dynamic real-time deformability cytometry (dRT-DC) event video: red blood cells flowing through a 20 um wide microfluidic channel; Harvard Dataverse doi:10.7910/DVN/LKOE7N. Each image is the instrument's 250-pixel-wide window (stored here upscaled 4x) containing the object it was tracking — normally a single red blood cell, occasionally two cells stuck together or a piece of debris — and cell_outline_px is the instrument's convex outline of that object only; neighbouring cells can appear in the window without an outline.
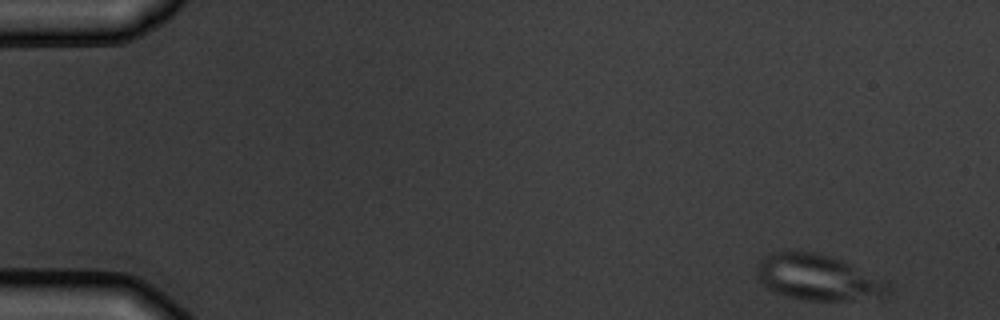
{"species": "common noctule bat (a hibernating species)", "species_latin": "Nyctalus noctula", "temperature_condition": "warm", "stored_images_in_passage": 5, "camera_frame_rate_fps": 3000, "um_per_image_px": 0.085, "animal": {"sex": "male", "body_mass_g": 19.5, "forearm_length_mm": 54.6}, "frame": {"image": 1, "passage_image": 1, "time_ms": 0.0, "image_size_px": [1000, 320], "cell_outline_px": [[888, 292], [880, 296], [844, 300], [804, 300], [772, 292], [760, 284], [756, 276], [756, 264], [764, 256], [772, 252], [796, 248], [832, 256], [844, 260], [888, 280]], "centroid_in_image_um": [69.44, 23.53], "position_along_channel_um": 15.6, "area_um2": 35.89}}